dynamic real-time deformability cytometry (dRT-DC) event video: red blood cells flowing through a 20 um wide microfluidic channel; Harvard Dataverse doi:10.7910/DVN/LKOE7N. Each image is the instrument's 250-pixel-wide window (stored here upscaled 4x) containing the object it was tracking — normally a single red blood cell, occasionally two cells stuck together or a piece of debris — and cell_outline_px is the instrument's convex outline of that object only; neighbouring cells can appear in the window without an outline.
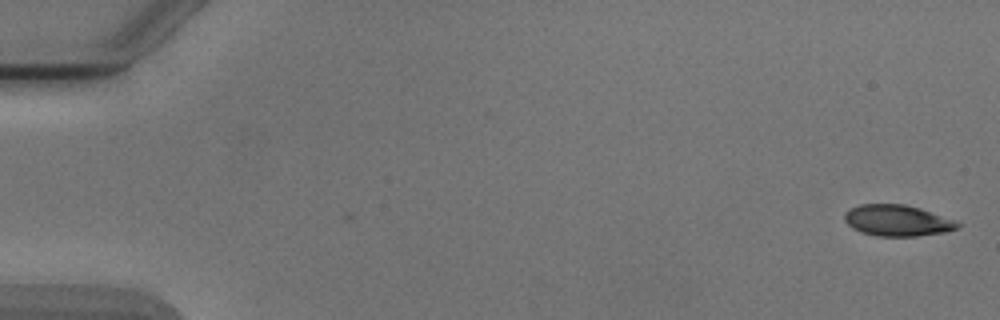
{"species": "Egyptian fruit bat (a non-hibernating species)", "species_latin": "Rousettus aegyptiacus", "temperature_condition": "cold", "stored_images_in_passage": 5, "camera_frame_rate_fps": 3000, "um_per_image_px": 0.085, "animal": {"sex": "male"}, "frame": {"image": 1, "passage_image": 1, "time_ms": 0.0, "image_size_px": [1000, 320], "cell_outline_px": [[960, 228], [944, 232], [916, 236], [876, 236], [860, 232], [852, 228], [844, 220], [844, 212], [848, 208], [860, 204], [904, 204], [920, 208], [956, 220], [960, 224]], "centroid_in_image_um": [76.25, 18.74], "position_along_channel_um": 8.8, "area_um2": 20.75}}
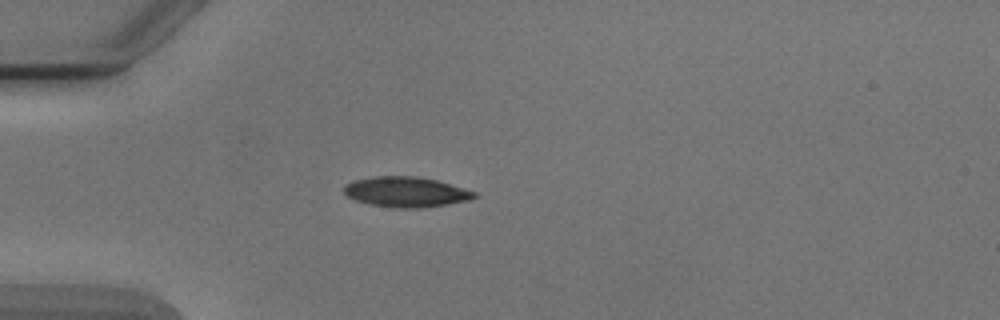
{"frame": {"image": 2, "passage_image": 5, "time_ms": 4.667, "image_size_px": [1000, 320], "cell_outline_px": [[476, 196], [468, 200], [448, 204], [420, 208], [400, 208], [372, 204], [356, 200], [348, 196], [344, 192], [344, 184], [352, 180], [372, 176], [416, 176], [436, 180], [476, 192]], "centroid_in_image_um": [34.48, 16.3], "position_along_channel_um": 50.5, "area_um2": 22.77}}